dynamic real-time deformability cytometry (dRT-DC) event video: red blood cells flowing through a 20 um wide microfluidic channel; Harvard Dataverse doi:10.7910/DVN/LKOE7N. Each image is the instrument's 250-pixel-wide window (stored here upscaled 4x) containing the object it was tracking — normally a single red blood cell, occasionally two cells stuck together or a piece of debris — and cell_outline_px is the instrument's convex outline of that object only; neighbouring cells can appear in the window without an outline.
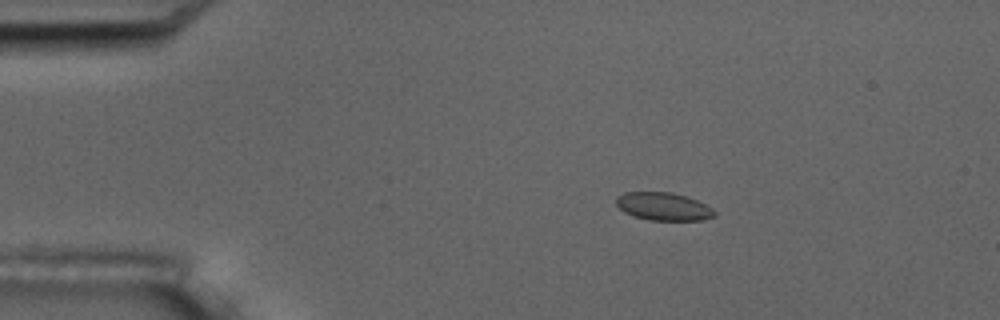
{"species": "common noctule bat (a hibernating species)", "species_latin": "Nyctalus noctula", "temperature_condition": "room temperature", "stored_images_in_passage": 6, "camera_frame_rate_fps": 3000, "um_per_image_px": 0.085, "animal": {"sex": "male", "body_mass_g": 17.5, "forearm_length_mm": 52.3}, "frame": {"image": 1, "passage_image": 4, "time_ms": 3.333, "image_size_px": [1000, 320], "cell_outline_px": [[716, 216], [704, 220], [652, 220], [636, 216], [624, 212], [616, 204], [616, 196], [624, 192], [672, 192], [696, 200], [712, 208], [716, 212]], "centroid_in_image_um": [56.4, 17.54], "position_along_channel_um": 28.6, "area_um2": 15.9}}
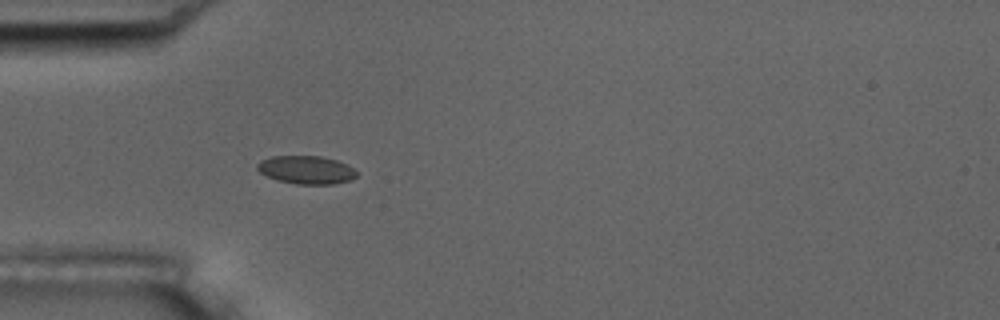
{"frame": {"image": 2, "passage_image": 6, "time_ms": 5.667, "image_size_px": [1000, 320], "cell_outline_px": [[356, 176], [348, 180], [332, 184], [296, 184], [276, 180], [260, 172], [256, 168], [256, 164], [260, 160], [272, 156], [320, 156], [336, 160], [348, 164], [356, 172]], "centroid_in_image_um": [25.99, 14.43], "position_along_channel_um": 59.0, "area_um2": 16.24}}